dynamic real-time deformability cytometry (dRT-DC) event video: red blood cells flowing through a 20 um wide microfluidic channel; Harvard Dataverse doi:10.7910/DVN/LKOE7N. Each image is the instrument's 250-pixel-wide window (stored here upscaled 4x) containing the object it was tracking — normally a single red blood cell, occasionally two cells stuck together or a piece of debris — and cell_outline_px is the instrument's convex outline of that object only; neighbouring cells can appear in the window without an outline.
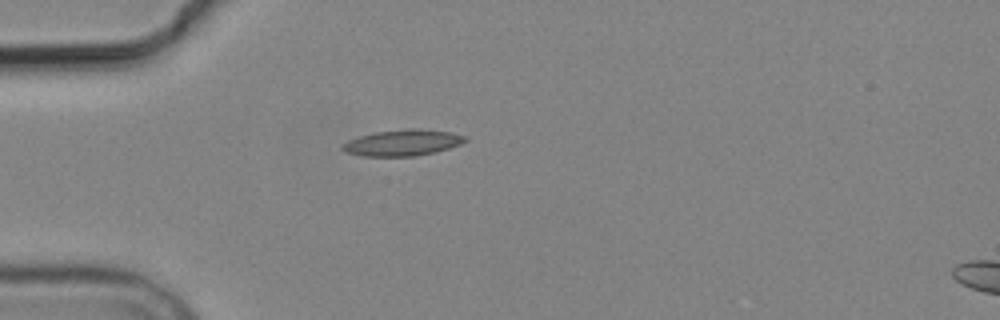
{"species": "common noctule bat (a hibernating species)", "species_latin": "Nyctalus noctula", "temperature_condition": "cold", "stored_images_in_passage": 2, "camera_frame_rate_fps": 3000, "um_per_image_px": 0.085, "animal": {"sex": "male", "body_mass_g": 19.2, "forearm_length_mm": 51.8}, "frame": {"image": 1, "passage_image": 1, "time_ms": 0.0, "image_size_px": [1000, 320], "cell_outline_px": [[468, 140], [460, 144], [436, 152], [416, 156], [364, 156], [344, 152], [340, 148], [340, 144], [348, 140], [360, 136], [376, 132], [408, 128], [420, 128], [452, 132], [464, 136]], "centroid_in_image_um": [34.2, 12.13], "position_along_channel_um": 50.8, "area_um2": 18.84}}